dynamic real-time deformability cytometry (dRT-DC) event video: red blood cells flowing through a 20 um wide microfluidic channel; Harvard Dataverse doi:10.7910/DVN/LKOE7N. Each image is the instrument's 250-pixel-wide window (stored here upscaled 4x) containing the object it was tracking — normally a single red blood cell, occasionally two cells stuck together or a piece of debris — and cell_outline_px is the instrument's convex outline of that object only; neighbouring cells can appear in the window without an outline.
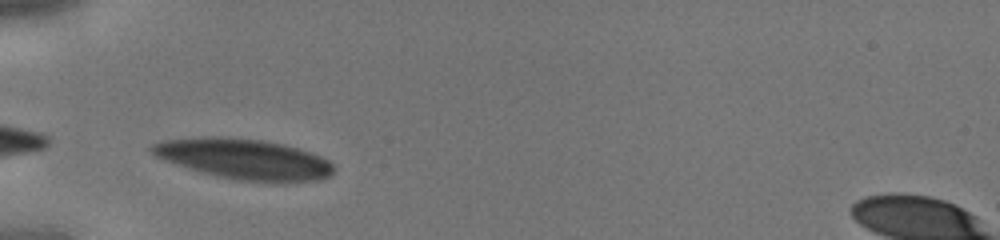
{"species": "human", "species_latin": "Homo sapiens", "temperature_condition": "cold", "stored_images_in_passage": 24, "camera_frame_rate_fps": 3000, "um_per_image_px": 0.085, "donor": {"sex": "male"}, "frame": {"image": 1, "passage_image": 1, "time_ms": 0.0, "image_size_px": [1000, 240], "cell_outline_px": [[336, 172], [328, 176], [316, 180], [236, 180], [216, 176], [200, 172], [164, 160], [156, 156], [148, 148], [152, 144], [160, 140], [200, 136], [220, 136], [264, 140], [284, 144], [300, 148], [312, 152], [328, 160], [336, 168]], "centroid_in_image_um": [20.69, 13.47], "position_along_channel_um": 64.3, "area_um2": 42.71}}
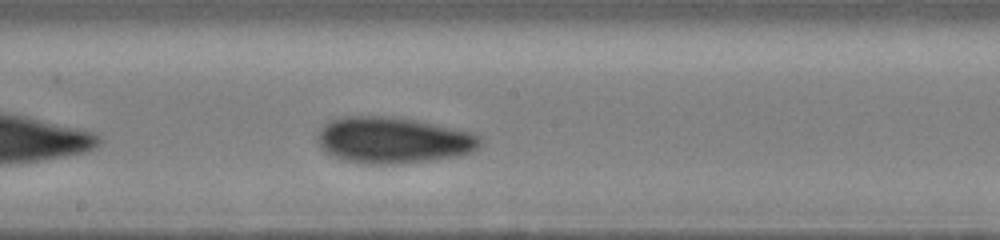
{"frame": {"image": 2, "passage_image": 11, "time_ms": 3.333, "image_size_px": [1000, 240], "cell_outline_px": [[484, 144], [472, 152], [456, 156], [392, 164], [368, 164], [344, 160], [332, 156], [316, 140], [316, 132], [328, 120], [344, 116], [388, 116], [416, 120], [472, 132], [480, 136], [484, 140]], "centroid_in_image_um": [33.41, 11.9], "position_along_channel_um": 214.8, "area_um2": 43.93}}
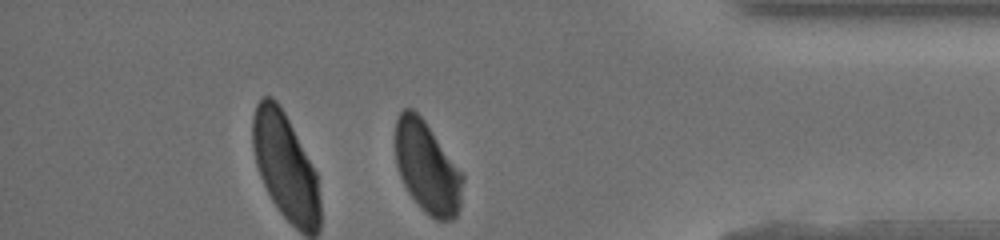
{"frame": {"image": 3, "passage_image": 24, "time_ms": 7.667, "image_size_px": [1000, 240], "cell_outline_px": [[464, 180], [460, 208], [456, 216], [452, 220], [436, 220], [424, 212], [420, 208], [408, 192], [400, 176], [396, 164], [396, 120], [400, 112], [404, 108], [412, 108], [424, 120], [464, 172]], "centroid_in_image_um": [36.34, 14.25], "position_along_channel_um": 398.9, "area_um2": 36.3}}